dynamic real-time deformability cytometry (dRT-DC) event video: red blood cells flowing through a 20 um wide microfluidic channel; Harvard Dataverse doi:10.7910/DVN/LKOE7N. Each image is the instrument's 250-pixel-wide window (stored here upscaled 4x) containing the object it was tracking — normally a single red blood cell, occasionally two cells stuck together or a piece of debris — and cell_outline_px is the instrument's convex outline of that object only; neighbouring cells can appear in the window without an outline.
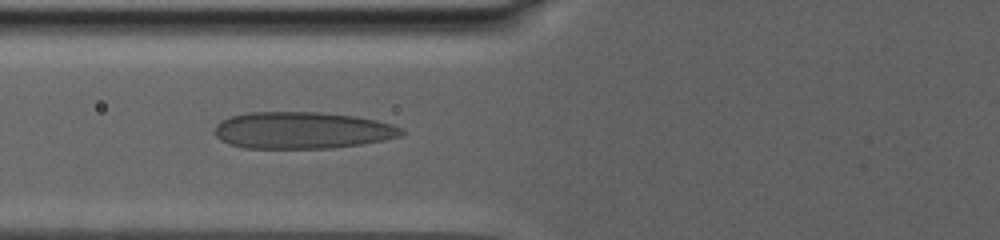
{"species": "human", "species_latin": "Homo sapiens", "temperature_condition": "warm", "stored_images_in_passage": 53, "camera_frame_rate_fps": 3000, "um_per_image_px": 0.085, "donor": {"sex": "male"}, "frame": {"image": 1, "passage_image": 52, "time_ms": 12.333, "image_size_px": [1000, 240], "cell_outline_px": [[404, 132], [400, 136], [384, 140], [360, 144], [332, 148], [244, 148], [228, 144], [220, 140], [216, 136], [216, 124], [220, 120], [228, 116], [248, 112], [320, 112], [356, 116], [376, 120], [392, 124], [400, 128]], "centroid_in_image_um": [25.65, 11.07], "position_along_channel_um": 100.2, "area_um2": 40.23}}